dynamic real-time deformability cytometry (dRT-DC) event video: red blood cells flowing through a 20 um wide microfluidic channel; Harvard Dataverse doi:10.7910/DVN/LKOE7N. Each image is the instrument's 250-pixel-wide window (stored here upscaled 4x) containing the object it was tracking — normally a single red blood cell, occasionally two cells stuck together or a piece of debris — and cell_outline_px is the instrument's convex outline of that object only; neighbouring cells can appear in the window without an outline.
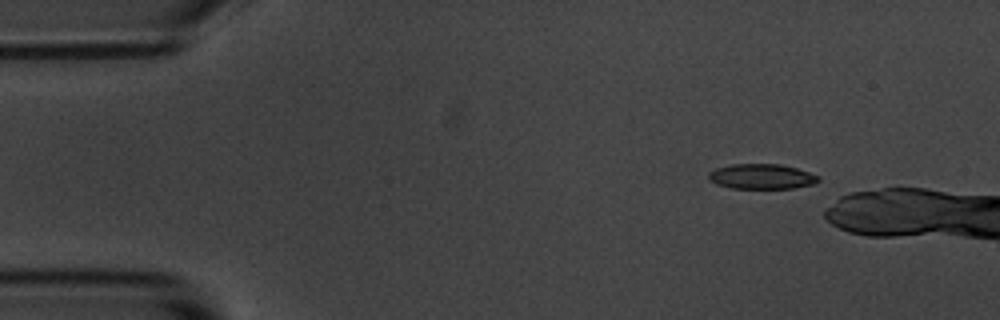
{"species": "common noctule bat (a hibernating species)", "species_latin": "Nyctalus noctula", "temperature_condition": "room temperature", "stored_images_in_passage": 3, "camera_frame_rate_fps": 3000, "um_per_image_px": 0.085, "animal": {"sex": "male", "body_mass_g": 20.1, "forearm_length_mm": 53.5}, "frame": {"image": 1, "passage_image": 1, "time_ms": 0.0, "image_size_px": [1000, 320], "cell_outline_px": [[820, 180], [816, 184], [792, 188], [732, 188], [716, 184], [708, 180], [708, 172], [716, 168], [732, 164], [780, 164], [796, 168], [820, 176]], "centroid_in_image_um": [64.74, 15.0], "position_along_channel_um": 20.3, "area_um2": 16.13}}